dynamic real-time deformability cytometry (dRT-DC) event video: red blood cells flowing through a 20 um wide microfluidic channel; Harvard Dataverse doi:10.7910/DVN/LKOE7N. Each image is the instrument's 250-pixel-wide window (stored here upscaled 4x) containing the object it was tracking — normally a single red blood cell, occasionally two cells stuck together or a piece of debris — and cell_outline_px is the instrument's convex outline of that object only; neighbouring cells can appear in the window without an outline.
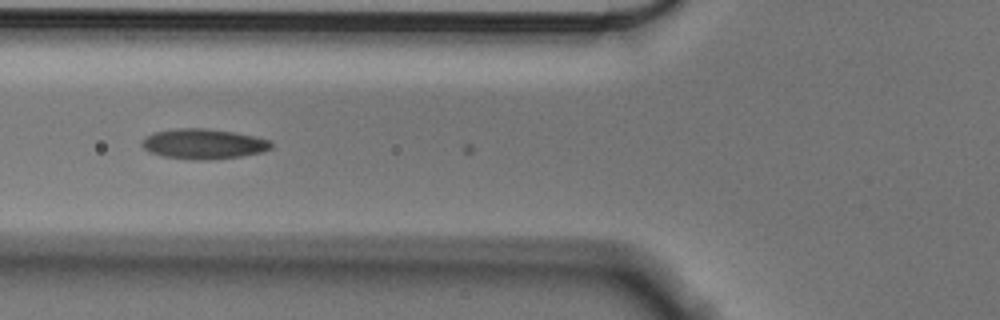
{"species": "Egyptian fruit bat (a non-hibernating species)", "species_latin": "Rousettus aegyptiacus", "temperature_condition": "cold", "stored_images_in_passage": 2, "camera_frame_rate_fps": 3000, "um_per_image_px": 0.085, "animal": {"sex": "male"}, "frame": {"image": 1, "passage_image": 2, "time_ms": 0.333, "image_size_px": [1000, 320], "cell_outline_px": [[272, 148], [260, 152], [240, 156], [204, 160], [196, 160], [164, 156], [148, 152], [140, 144], [140, 140], [152, 132], [176, 128], [204, 128], [236, 132], [256, 136], [272, 140]], "centroid_in_image_um": [17.27, 12.21], "position_along_channel_um": 108.5, "area_um2": 22.89}}